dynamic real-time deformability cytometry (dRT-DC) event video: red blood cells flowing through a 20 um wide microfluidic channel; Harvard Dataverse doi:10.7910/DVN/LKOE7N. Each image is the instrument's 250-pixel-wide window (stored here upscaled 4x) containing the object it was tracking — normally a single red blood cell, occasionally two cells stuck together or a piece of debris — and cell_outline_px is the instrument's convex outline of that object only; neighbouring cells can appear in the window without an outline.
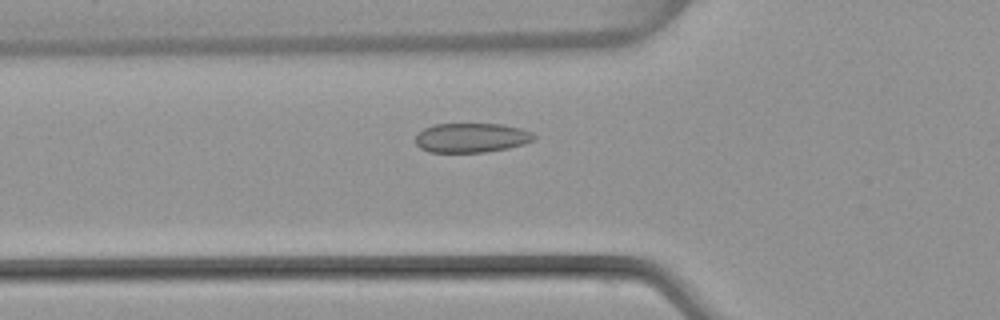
{"species": "common noctule bat (a hibernating species)", "species_latin": "Nyctalus noctula", "temperature_condition": "warm", "stored_images_in_passage": 49, "camera_frame_rate_fps": 3000, "um_per_image_px": 0.085, "animal": {"sex": "female", "body_mass_g": 22.7, "forearm_length_mm": 54.2}, "frame": {"image": 1, "passage_image": 17, "time_ms": 5.333, "image_size_px": [1000, 320], "cell_outline_px": [[536, 136], [532, 140], [524, 144], [508, 148], [484, 152], [428, 152], [420, 148], [416, 144], [416, 136], [424, 128], [432, 124], [504, 124], [520, 128], [532, 132]], "centroid_in_image_um": [40.07, 11.7], "position_along_channel_um": 85.7, "area_um2": 20.35}}
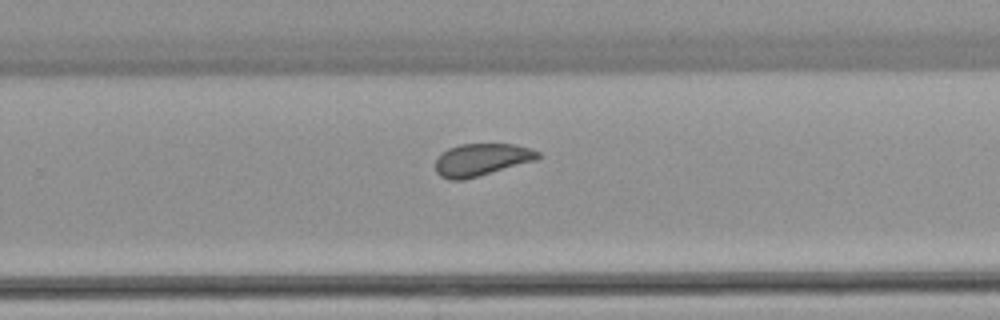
{"frame": {"image": 2, "passage_image": 32, "time_ms": 10.333, "image_size_px": [1000, 320], "cell_outline_px": [[540, 156], [536, 160], [464, 180], [448, 180], [440, 176], [436, 172], [436, 160], [448, 148], [460, 144], [516, 144], [532, 148], [540, 152]], "centroid_in_image_um": [40.95, 13.57], "position_along_channel_um": 288.9, "area_um2": 19.31}}
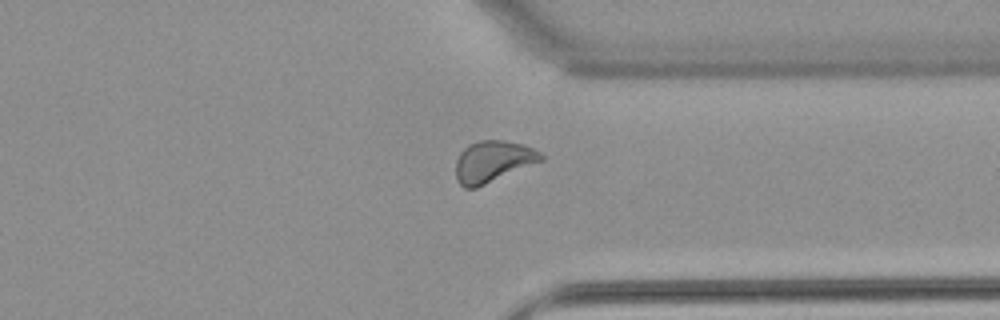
{"frame": {"image": 3, "passage_image": 38, "time_ms": 12.333, "image_size_px": [1000, 320], "cell_outline_px": [[544, 160], [476, 188], [464, 188], [456, 180], [456, 160], [460, 152], [468, 144], [480, 140], [504, 140], [524, 144], [540, 152], [544, 156]], "centroid_in_image_um": [41.89, 13.72], "position_along_channel_um": 369.5, "area_um2": 20.69}, "authors_computed_cell_mechanics": {"area_um2": 20.3456, "velocity_mm_per_s": 4.0515, "shape_relaxation_time_tau1_ms": 4.7258, "shape_relaxation_time_tau2_ms": 1.0305, "deformation_change_tau1": 0.0914, "deformation_change_tau2": 0.0624}}